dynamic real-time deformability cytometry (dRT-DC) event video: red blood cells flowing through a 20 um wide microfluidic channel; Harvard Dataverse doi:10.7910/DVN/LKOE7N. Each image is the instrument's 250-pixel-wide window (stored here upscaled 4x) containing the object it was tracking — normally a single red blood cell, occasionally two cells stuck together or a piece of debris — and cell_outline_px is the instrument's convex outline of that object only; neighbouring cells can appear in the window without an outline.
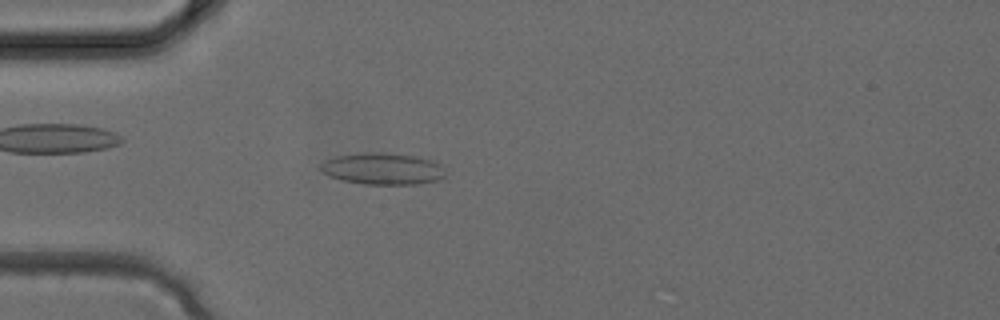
{"species": "common noctule bat (a hibernating species)", "species_latin": "Nyctalus noctula", "temperature_condition": "cold", "stored_images_in_passage": 3, "camera_frame_rate_fps": 3000, "um_per_image_px": 0.085, "animal": {"sex": "female", "body_mass_g": 24.6, "forearm_length_mm": 56.2}, "frame": {"image": 1, "passage_image": 3, "time_ms": 0.667, "image_size_px": [1000, 320], "cell_outline_px": [[444, 176], [440, 180], [416, 184], [364, 184], [344, 180], [328, 176], [320, 168], [320, 164], [324, 160], [336, 156], [360, 152], [384, 152], [416, 156], [432, 160], [440, 164], [444, 172]], "centroid_in_image_um": [32.52, 14.33], "position_along_channel_um": 52.5, "area_um2": 23.12}}